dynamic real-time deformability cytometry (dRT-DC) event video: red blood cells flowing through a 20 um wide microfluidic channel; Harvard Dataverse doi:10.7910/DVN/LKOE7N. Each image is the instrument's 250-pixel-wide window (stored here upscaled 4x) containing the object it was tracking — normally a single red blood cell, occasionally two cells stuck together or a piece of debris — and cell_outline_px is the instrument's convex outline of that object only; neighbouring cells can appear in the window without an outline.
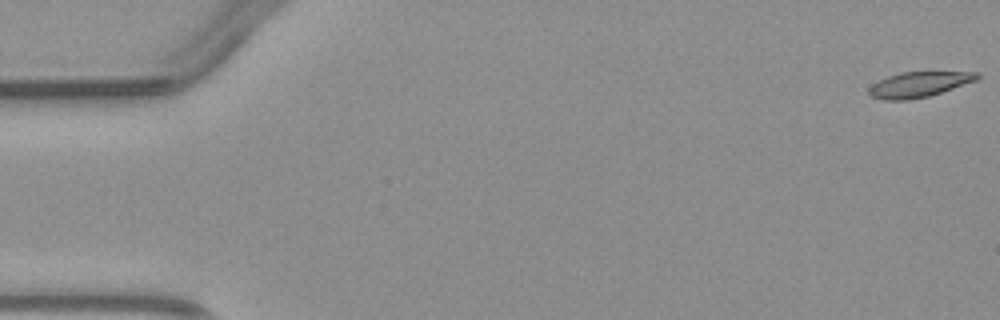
{"species": "common noctule bat (a hibernating species)", "species_latin": "Nyctalus noctula", "temperature_condition": "warm", "stored_images_in_passage": 3, "camera_frame_rate_fps": 3000, "um_per_image_px": 0.085, "animal": {"sex": "male", "body_mass_g": 23.1, "forearm_length_mm": 52.7}, "frame": {"image": 1, "passage_image": 1, "time_ms": 0.0, "image_size_px": [1000, 320], "cell_outline_px": [[980, 76], [976, 80], [928, 96], [908, 100], [884, 100], [872, 96], [868, 92], [868, 88], [872, 84], [888, 76], [900, 72], [980, 72]], "centroid_in_image_um": [78.08, 7.17], "position_along_channel_um": 6.9, "area_um2": 15.72}}